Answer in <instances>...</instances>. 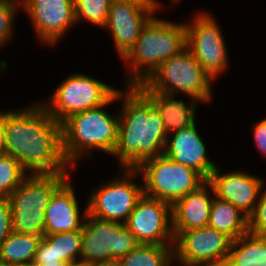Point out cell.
Here are the masks:
<instances>
[{
	"label": "cell",
	"instance_id": "31",
	"mask_svg": "<svg viewBox=\"0 0 266 266\" xmlns=\"http://www.w3.org/2000/svg\"><path fill=\"white\" fill-rule=\"evenodd\" d=\"M42 263H62L58 262V258L55 257L54 246H50V242L44 236L38 245L32 264Z\"/></svg>",
	"mask_w": 266,
	"mask_h": 266
},
{
	"label": "cell",
	"instance_id": "35",
	"mask_svg": "<svg viewBox=\"0 0 266 266\" xmlns=\"http://www.w3.org/2000/svg\"><path fill=\"white\" fill-rule=\"evenodd\" d=\"M34 266H67V263H42V264H32Z\"/></svg>",
	"mask_w": 266,
	"mask_h": 266
},
{
	"label": "cell",
	"instance_id": "16",
	"mask_svg": "<svg viewBox=\"0 0 266 266\" xmlns=\"http://www.w3.org/2000/svg\"><path fill=\"white\" fill-rule=\"evenodd\" d=\"M221 171L216 167L207 180L212 185L215 196L232 203L249 217L258 202L261 187L264 186L263 180L244 171Z\"/></svg>",
	"mask_w": 266,
	"mask_h": 266
},
{
	"label": "cell",
	"instance_id": "21",
	"mask_svg": "<svg viewBox=\"0 0 266 266\" xmlns=\"http://www.w3.org/2000/svg\"><path fill=\"white\" fill-rule=\"evenodd\" d=\"M208 225L236 240L248 232V217L232 203L215 196Z\"/></svg>",
	"mask_w": 266,
	"mask_h": 266
},
{
	"label": "cell",
	"instance_id": "29",
	"mask_svg": "<svg viewBox=\"0 0 266 266\" xmlns=\"http://www.w3.org/2000/svg\"><path fill=\"white\" fill-rule=\"evenodd\" d=\"M259 193L258 202L248 217V232L255 235H266V189Z\"/></svg>",
	"mask_w": 266,
	"mask_h": 266
},
{
	"label": "cell",
	"instance_id": "32",
	"mask_svg": "<svg viewBox=\"0 0 266 266\" xmlns=\"http://www.w3.org/2000/svg\"><path fill=\"white\" fill-rule=\"evenodd\" d=\"M252 131L257 150L266 158V118L257 121Z\"/></svg>",
	"mask_w": 266,
	"mask_h": 266
},
{
	"label": "cell",
	"instance_id": "6",
	"mask_svg": "<svg viewBox=\"0 0 266 266\" xmlns=\"http://www.w3.org/2000/svg\"><path fill=\"white\" fill-rule=\"evenodd\" d=\"M213 79L186 48L162 62L143 82L151 91L175 95L183 93L200 103L213 97Z\"/></svg>",
	"mask_w": 266,
	"mask_h": 266
},
{
	"label": "cell",
	"instance_id": "8",
	"mask_svg": "<svg viewBox=\"0 0 266 266\" xmlns=\"http://www.w3.org/2000/svg\"><path fill=\"white\" fill-rule=\"evenodd\" d=\"M80 262L89 265L114 264L140 243L125 223L86 215L82 226Z\"/></svg>",
	"mask_w": 266,
	"mask_h": 266
},
{
	"label": "cell",
	"instance_id": "41",
	"mask_svg": "<svg viewBox=\"0 0 266 266\" xmlns=\"http://www.w3.org/2000/svg\"><path fill=\"white\" fill-rule=\"evenodd\" d=\"M180 0H173V6L175 7V5L177 6V3H179Z\"/></svg>",
	"mask_w": 266,
	"mask_h": 266
},
{
	"label": "cell",
	"instance_id": "3",
	"mask_svg": "<svg viewBox=\"0 0 266 266\" xmlns=\"http://www.w3.org/2000/svg\"><path fill=\"white\" fill-rule=\"evenodd\" d=\"M117 100L118 90L105 104L76 113L62 123L63 154L74 170L83 155L91 158L94 150L113 156L118 142L119 115L108 113L104 107Z\"/></svg>",
	"mask_w": 266,
	"mask_h": 266
},
{
	"label": "cell",
	"instance_id": "15",
	"mask_svg": "<svg viewBox=\"0 0 266 266\" xmlns=\"http://www.w3.org/2000/svg\"><path fill=\"white\" fill-rule=\"evenodd\" d=\"M40 42L54 46L76 24L74 0H21Z\"/></svg>",
	"mask_w": 266,
	"mask_h": 266
},
{
	"label": "cell",
	"instance_id": "23",
	"mask_svg": "<svg viewBox=\"0 0 266 266\" xmlns=\"http://www.w3.org/2000/svg\"><path fill=\"white\" fill-rule=\"evenodd\" d=\"M42 237L13 231L0 246V259L16 266L32 265Z\"/></svg>",
	"mask_w": 266,
	"mask_h": 266
},
{
	"label": "cell",
	"instance_id": "7",
	"mask_svg": "<svg viewBox=\"0 0 266 266\" xmlns=\"http://www.w3.org/2000/svg\"><path fill=\"white\" fill-rule=\"evenodd\" d=\"M144 194L173 205L207 180L194 169L164 154L143 161L137 168Z\"/></svg>",
	"mask_w": 266,
	"mask_h": 266
},
{
	"label": "cell",
	"instance_id": "18",
	"mask_svg": "<svg viewBox=\"0 0 266 266\" xmlns=\"http://www.w3.org/2000/svg\"><path fill=\"white\" fill-rule=\"evenodd\" d=\"M69 178L55 190L49 200L44 215V235L82 230L88 214V203L83 209V214H80L79 203Z\"/></svg>",
	"mask_w": 266,
	"mask_h": 266
},
{
	"label": "cell",
	"instance_id": "27",
	"mask_svg": "<svg viewBox=\"0 0 266 266\" xmlns=\"http://www.w3.org/2000/svg\"><path fill=\"white\" fill-rule=\"evenodd\" d=\"M76 23L87 21L94 26H105L110 3L108 0H74Z\"/></svg>",
	"mask_w": 266,
	"mask_h": 266
},
{
	"label": "cell",
	"instance_id": "38",
	"mask_svg": "<svg viewBox=\"0 0 266 266\" xmlns=\"http://www.w3.org/2000/svg\"><path fill=\"white\" fill-rule=\"evenodd\" d=\"M4 2H21V0H0V3Z\"/></svg>",
	"mask_w": 266,
	"mask_h": 266
},
{
	"label": "cell",
	"instance_id": "40",
	"mask_svg": "<svg viewBox=\"0 0 266 266\" xmlns=\"http://www.w3.org/2000/svg\"><path fill=\"white\" fill-rule=\"evenodd\" d=\"M120 1H124V0H108L109 3L120 2Z\"/></svg>",
	"mask_w": 266,
	"mask_h": 266
},
{
	"label": "cell",
	"instance_id": "28",
	"mask_svg": "<svg viewBox=\"0 0 266 266\" xmlns=\"http://www.w3.org/2000/svg\"><path fill=\"white\" fill-rule=\"evenodd\" d=\"M19 7L21 8V2L0 3V48L14 36V23Z\"/></svg>",
	"mask_w": 266,
	"mask_h": 266
},
{
	"label": "cell",
	"instance_id": "10",
	"mask_svg": "<svg viewBox=\"0 0 266 266\" xmlns=\"http://www.w3.org/2000/svg\"><path fill=\"white\" fill-rule=\"evenodd\" d=\"M118 178L95 187L88 203V213L102 220L125 223L143 196V184H135L132 180L139 175L136 168H120ZM120 177V178H119Z\"/></svg>",
	"mask_w": 266,
	"mask_h": 266
},
{
	"label": "cell",
	"instance_id": "5",
	"mask_svg": "<svg viewBox=\"0 0 266 266\" xmlns=\"http://www.w3.org/2000/svg\"><path fill=\"white\" fill-rule=\"evenodd\" d=\"M70 174H30L8 197L14 232L44 236L45 210Z\"/></svg>",
	"mask_w": 266,
	"mask_h": 266
},
{
	"label": "cell",
	"instance_id": "11",
	"mask_svg": "<svg viewBox=\"0 0 266 266\" xmlns=\"http://www.w3.org/2000/svg\"><path fill=\"white\" fill-rule=\"evenodd\" d=\"M205 12H198L191 23H185L186 48L215 82L228 68V48L213 15Z\"/></svg>",
	"mask_w": 266,
	"mask_h": 266
},
{
	"label": "cell",
	"instance_id": "9",
	"mask_svg": "<svg viewBox=\"0 0 266 266\" xmlns=\"http://www.w3.org/2000/svg\"><path fill=\"white\" fill-rule=\"evenodd\" d=\"M120 88L83 73H73L60 82L42 105L61 124L70 116L105 104Z\"/></svg>",
	"mask_w": 266,
	"mask_h": 266
},
{
	"label": "cell",
	"instance_id": "26",
	"mask_svg": "<svg viewBox=\"0 0 266 266\" xmlns=\"http://www.w3.org/2000/svg\"><path fill=\"white\" fill-rule=\"evenodd\" d=\"M29 175L13 156L0 154V198H8Z\"/></svg>",
	"mask_w": 266,
	"mask_h": 266
},
{
	"label": "cell",
	"instance_id": "25",
	"mask_svg": "<svg viewBox=\"0 0 266 266\" xmlns=\"http://www.w3.org/2000/svg\"><path fill=\"white\" fill-rule=\"evenodd\" d=\"M44 237L50 242V246H54L55 257L58 258V262L70 264L80 261L81 230L44 235Z\"/></svg>",
	"mask_w": 266,
	"mask_h": 266
},
{
	"label": "cell",
	"instance_id": "37",
	"mask_svg": "<svg viewBox=\"0 0 266 266\" xmlns=\"http://www.w3.org/2000/svg\"><path fill=\"white\" fill-rule=\"evenodd\" d=\"M0 266H16L0 259Z\"/></svg>",
	"mask_w": 266,
	"mask_h": 266
},
{
	"label": "cell",
	"instance_id": "13",
	"mask_svg": "<svg viewBox=\"0 0 266 266\" xmlns=\"http://www.w3.org/2000/svg\"><path fill=\"white\" fill-rule=\"evenodd\" d=\"M158 0H124L110 3L104 29L113 38L114 47L120 58H124L133 48L143 26L160 10Z\"/></svg>",
	"mask_w": 266,
	"mask_h": 266
},
{
	"label": "cell",
	"instance_id": "14",
	"mask_svg": "<svg viewBox=\"0 0 266 266\" xmlns=\"http://www.w3.org/2000/svg\"><path fill=\"white\" fill-rule=\"evenodd\" d=\"M125 225L141 244L174 245L170 203L143 194Z\"/></svg>",
	"mask_w": 266,
	"mask_h": 266
},
{
	"label": "cell",
	"instance_id": "19",
	"mask_svg": "<svg viewBox=\"0 0 266 266\" xmlns=\"http://www.w3.org/2000/svg\"><path fill=\"white\" fill-rule=\"evenodd\" d=\"M214 197V189L206 181L195 191L177 200L172 205L173 231H187L207 226Z\"/></svg>",
	"mask_w": 266,
	"mask_h": 266
},
{
	"label": "cell",
	"instance_id": "17",
	"mask_svg": "<svg viewBox=\"0 0 266 266\" xmlns=\"http://www.w3.org/2000/svg\"><path fill=\"white\" fill-rule=\"evenodd\" d=\"M196 122L167 136L164 155L200 173L206 180L217 167L207 156Z\"/></svg>",
	"mask_w": 266,
	"mask_h": 266
},
{
	"label": "cell",
	"instance_id": "30",
	"mask_svg": "<svg viewBox=\"0 0 266 266\" xmlns=\"http://www.w3.org/2000/svg\"><path fill=\"white\" fill-rule=\"evenodd\" d=\"M12 232L11 204L8 198H0V246Z\"/></svg>",
	"mask_w": 266,
	"mask_h": 266
},
{
	"label": "cell",
	"instance_id": "20",
	"mask_svg": "<svg viewBox=\"0 0 266 266\" xmlns=\"http://www.w3.org/2000/svg\"><path fill=\"white\" fill-rule=\"evenodd\" d=\"M152 102L157 109L167 134H171L182 128L189 127L196 122V108L199 101L190 97V102L175 99L177 95H170L151 91L143 83L136 85Z\"/></svg>",
	"mask_w": 266,
	"mask_h": 266
},
{
	"label": "cell",
	"instance_id": "33",
	"mask_svg": "<svg viewBox=\"0 0 266 266\" xmlns=\"http://www.w3.org/2000/svg\"><path fill=\"white\" fill-rule=\"evenodd\" d=\"M3 128H4V111L0 110V154L4 153V149H3Z\"/></svg>",
	"mask_w": 266,
	"mask_h": 266
},
{
	"label": "cell",
	"instance_id": "12",
	"mask_svg": "<svg viewBox=\"0 0 266 266\" xmlns=\"http://www.w3.org/2000/svg\"><path fill=\"white\" fill-rule=\"evenodd\" d=\"M174 262L180 266L227 261L232 239L209 225L187 231H173Z\"/></svg>",
	"mask_w": 266,
	"mask_h": 266
},
{
	"label": "cell",
	"instance_id": "1",
	"mask_svg": "<svg viewBox=\"0 0 266 266\" xmlns=\"http://www.w3.org/2000/svg\"><path fill=\"white\" fill-rule=\"evenodd\" d=\"M3 149L29 174H70L68 171L74 170L63 154L62 124L41 101L4 111Z\"/></svg>",
	"mask_w": 266,
	"mask_h": 266
},
{
	"label": "cell",
	"instance_id": "36",
	"mask_svg": "<svg viewBox=\"0 0 266 266\" xmlns=\"http://www.w3.org/2000/svg\"><path fill=\"white\" fill-rule=\"evenodd\" d=\"M67 266H92V265H89V264H86L84 262H75V263H70L68 264Z\"/></svg>",
	"mask_w": 266,
	"mask_h": 266
},
{
	"label": "cell",
	"instance_id": "2",
	"mask_svg": "<svg viewBox=\"0 0 266 266\" xmlns=\"http://www.w3.org/2000/svg\"><path fill=\"white\" fill-rule=\"evenodd\" d=\"M118 89L121 103L118 142L113 156L120 168H137L143 161L164 153L167 131L151 100L136 86Z\"/></svg>",
	"mask_w": 266,
	"mask_h": 266
},
{
	"label": "cell",
	"instance_id": "24",
	"mask_svg": "<svg viewBox=\"0 0 266 266\" xmlns=\"http://www.w3.org/2000/svg\"><path fill=\"white\" fill-rule=\"evenodd\" d=\"M174 245L139 244L116 262L118 266H171Z\"/></svg>",
	"mask_w": 266,
	"mask_h": 266
},
{
	"label": "cell",
	"instance_id": "4",
	"mask_svg": "<svg viewBox=\"0 0 266 266\" xmlns=\"http://www.w3.org/2000/svg\"><path fill=\"white\" fill-rule=\"evenodd\" d=\"M186 47V24L160 19L154 14L123 58L130 67L126 85L143 83L162 62L180 54Z\"/></svg>",
	"mask_w": 266,
	"mask_h": 266
},
{
	"label": "cell",
	"instance_id": "22",
	"mask_svg": "<svg viewBox=\"0 0 266 266\" xmlns=\"http://www.w3.org/2000/svg\"><path fill=\"white\" fill-rule=\"evenodd\" d=\"M227 262L230 266H266V235L247 232L232 240Z\"/></svg>",
	"mask_w": 266,
	"mask_h": 266
},
{
	"label": "cell",
	"instance_id": "39",
	"mask_svg": "<svg viewBox=\"0 0 266 266\" xmlns=\"http://www.w3.org/2000/svg\"><path fill=\"white\" fill-rule=\"evenodd\" d=\"M93 266H118V265L114 263V264L93 265Z\"/></svg>",
	"mask_w": 266,
	"mask_h": 266
},
{
	"label": "cell",
	"instance_id": "34",
	"mask_svg": "<svg viewBox=\"0 0 266 266\" xmlns=\"http://www.w3.org/2000/svg\"><path fill=\"white\" fill-rule=\"evenodd\" d=\"M193 266H230V265L227 261H224L219 263L197 264Z\"/></svg>",
	"mask_w": 266,
	"mask_h": 266
}]
</instances>
